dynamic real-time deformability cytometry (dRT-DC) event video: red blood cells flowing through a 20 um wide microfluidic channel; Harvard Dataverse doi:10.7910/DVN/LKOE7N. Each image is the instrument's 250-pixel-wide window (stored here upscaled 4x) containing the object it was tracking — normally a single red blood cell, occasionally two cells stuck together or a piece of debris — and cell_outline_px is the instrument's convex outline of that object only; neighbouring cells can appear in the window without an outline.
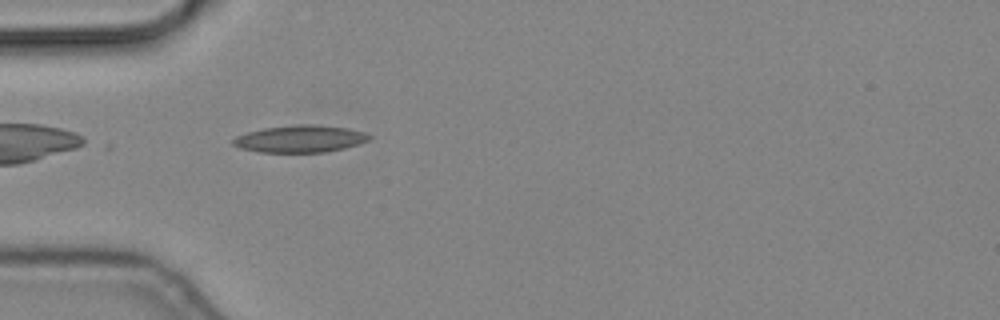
{"species": "common noctule bat (a hibernating species)", "species_latin": "Nyctalus noctula", "temperature_condition": "cold", "stored_images_in_passage": 22, "camera_frame_rate_fps": 3000, "um_per_image_px": 0.085, "animal": {"sex": "male", "body_mass_g": 19.2, "forearm_length_mm": 51.8}, "frame": {"image": 1, "passage_image": 2, "time_ms": 0.333, "image_size_px": [1000, 320], "cell_outline_px": [[372, 136], [368, 140], [360, 144], [344, 148], [324, 152], [260, 152], [240, 148], [232, 144], [232, 140], [236, 136], [248, 132], [264, 128], [300, 124], [312, 124], [348, 128], [364, 132]], "centroid_in_image_um": [25.52, 11.8], "position_along_channel_um": 59.5, "area_um2": 21.44}}
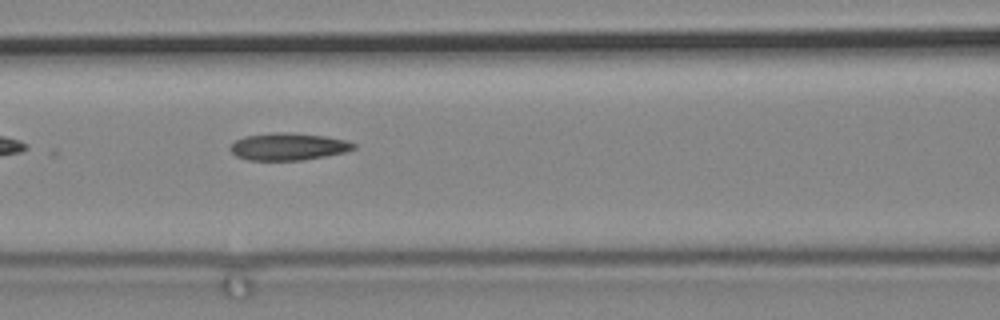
{"frame": {"image": 2, "passage_image": 9, "time_ms": 2.667, "image_size_px": [1000, 320], "cell_outline_px": [[356, 148], [344, 152], [304, 160], [248, 160], [236, 156], [228, 148], [236, 140], [244, 136], [276, 132], [288, 132], [328, 136], [348, 140], [356, 144]], "centroid_in_image_um": [24.52, 12.45], "position_along_channel_um": 142.1, "area_um2": 19.71}}
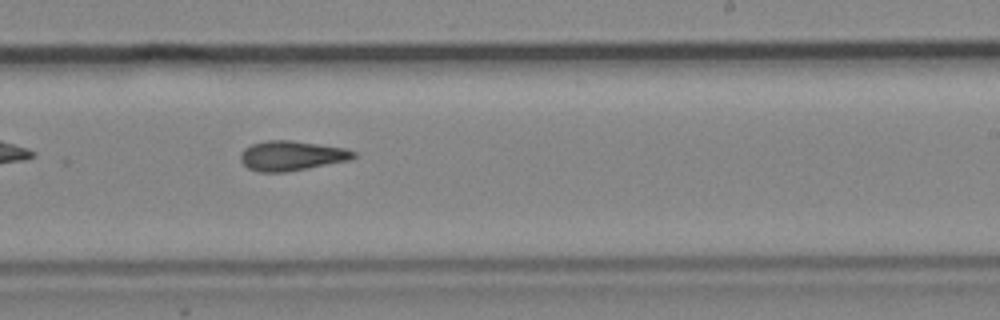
{"frame": {"image": 3, "passage_image": 19, "time_ms": 6.0, "image_size_px": [1000, 320], "cell_outline_px": [[356, 156], [348, 160], [308, 168], [284, 172], [260, 172], [248, 168], [240, 160], [240, 152], [244, 148], [252, 144], [264, 140], [292, 140], [344, 148], [356, 152]], "centroid_in_image_um": [24.74, 13.23], "position_along_channel_um": 264.3, "area_um2": 19.54}}